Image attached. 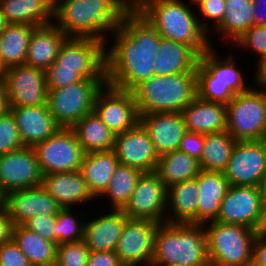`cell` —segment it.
<instances>
[{"label":"cell","instance_id":"obj_1","mask_svg":"<svg viewBox=\"0 0 266 266\" xmlns=\"http://www.w3.org/2000/svg\"><path fill=\"white\" fill-rule=\"evenodd\" d=\"M111 38V47L105 50L108 85L132 91L155 75L153 63L162 37L137 9L125 13L119 31Z\"/></svg>","mask_w":266,"mask_h":266},{"label":"cell","instance_id":"obj_2","mask_svg":"<svg viewBox=\"0 0 266 266\" xmlns=\"http://www.w3.org/2000/svg\"><path fill=\"white\" fill-rule=\"evenodd\" d=\"M128 10L121 0H57L54 24L68 38L97 39L108 46V34L119 31Z\"/></svg>","mask_w":266,"mask_h":266},{"label":"cell","instance_id":"obj_3","mask_svg":"<svg viewBox=\"0 0 266 266\" xmlns=\"http://www.w3.org/2000/svg\"><path fill=\"white\" fill-rule=\"evenodd\" d=\"M184 0H146L137 10L165 39L192 47L199 55L207 51L212 42L201 27L199 17Z\"/></svg>","mask_w":266,"mask_h":266},{"label":"cell","instance_id":"obj_4","mask_svg":"<svg viewBox=\"0 0 266 266\" xmlns=\"http://www.w3.org/2000/svg\"><path fill=\"white\" fill-rule=\"evenodd\" d=\"M210 266L203 224L160 223L151 266Z\"/></svg>","mask_w":266,"mask_h":266},{"label":"cell","instance_id":"obj_5","mask_svg":"<svg viewBox=\"0 0 266 266\" xmlns=\"http://www.w3.org/2000/svg\"><path fill=\"white\" fill-rule=\"evenodd\" d=\"M132 93L140 115L182 112L197 97V73L154 75Z\"/></svg>","mask_w":266,"mask_h":266},{"label":"cell","instance_id":"obj_6","mask_svg":"<svg viewBox=\"0 0 266 266\" xmlns=\"http://www.w3.org/2000/svg\"><path fill=\"white\" fill-rule=\"evenodd\" d=\"M213 47L199 56L196 67L197 96L208 102L227 105L236 94L250 87L246 86L244 74L236 67L237 62L233 60L235 56L230 53L222 61Z\"/></svg>","mask_w":266,"mask_h":266},{"label":"cell","instance_id":"obj_7","mask_svg":"<svg viewBox=\"0 0 266 266\" xmlns=\"http://www.w3.org/2000/svg\"><path fill=\"white\" fill-rule=\"evenodd\" d=\"M210 266H251L257 231L239 224H203Z\"/></svg>","mask_w":266,"mask_h":266},{"label":"cell","instance_id":"obj_8","mask_svg":"<svg viewBox=\"0 0 266 266\" xmlns=\"http://www.w3.org/2000/svg\"><path fill=\"white\" fill-rule=\"evenodd\" d=\"M253 87L226 105V131L237 141L266 140V91Z\"/></svg>","mask_w":266,"mask_h":266},{"label":"cell","instance_id":"obj_9","mask_svg":"<svg viewBox=\"0 0 266 266\" xmlns=\"http://www.w3.org/2000/svg\"><path fill=\"white\" fill-rule=\"evenodd\" d=\"M106 79H83L47 91L46 104L56 123L72 128L85 114L93 111L95 97Z\"/></svg>","mask_w":266,"mask_h":266},{"label":"cell","instance_id":"obj_10","mask_svg":"<svg viewBox=\"0 0 266 266\" xmlns=\"http://www.w3.org/2000/svg\"><path fill=\"white\" fill-rule=\"evenodd\" d=\"M33 148L43 175L79 171L85 155L72 128L61 127Z\"/></svg>","mask_w":266,"mask_h":266},{"label":"cell","instance_id":"obj_11","mask_svg":"<svg viewBox=\"0 0 266 266\" xmlns=\"http://www.w3.org/2000/svg\"><path fill=\"white\" fill-rule=\"evenodd\" d=\"M106 44L91 38H67L55 64L59 69L76 70L83 79H106Z\"/></svg>","mask_w":266,"mask_h":266},{"label":"cell","instance_id":"obj_12","mask_svg":"<svg viewBox=\"0 0 266 266\" xmlns=\"http://www.w3.org/2000/svg\"><path fill=\"white\" fill-rule=\"evenodd\" d=\"M93 111L114 135L121 134L140 122L132 91L121 90L107 83L98 91Z\"/></svg>","mask_w":266,"mask_h":266},{"label":"cell","instance_id":"obj_13","mask_svg":"<svg viewBox=\"0 0 266 266\" xmlns=\"http://www.w3.org/2000/svg\"><path fill=\"white\" fill-rule=\"evenodd\" d=\"M121 210L130 219L165 223L167 187L155 172L142 173L134 192Z\"/></svg>","mask_w":266,"mask_h":266},{"label":"cell","instance_id":"obj_14","mask_svg":"<svg viewBox=\"0 0 266 266\" xmlns=\"http://www.w3.org/2000/svg\"><path fill=\"white\" fill-rule=\"evenodd\" d=\"M265 201L260 187L229 186L215 221L258 230Z\"/></svg>","mask_w":266,"mask_h":266},{"label":"cell","instance_id":"obj_15","mask_svg":"<svg viewBox=\"0 0 266 266\" xmlns=\"http://www.w3.org/2000/svg\"><path fill=\"white\" fill-rule=\"evenodd\" d=\"M266 170V140L237 141L226 170L230 186L260 187Z\"/></svg>","mask_w":266,"mask_h":266},{"label":"cell","instance_id":"obj_16","mask_svg":"<svg viewBox=\"0 0 266 266\" xmlns=\"http://www.w3.org/2000/svg\"><path fill=\"white\" fill-rule=\"evenodd\" d=\"M158 225L147 219H127L115 249L124 266H151Z\"/></svg>","mask_w":266,"mask_h":266},{"label":"cell","instance_id":"obj_17","mask_svg":"<svg viewBox=\"0 0 266 266\" xmlns=\"http://www.w3.org/2000/svg\"><path fill=\"white\" fill-rule=\"evenodd\" d=\"M4 85L10 107L46 104L45 71L26 64L5 70Z\"/></svg>","mask_w":266,"mask_h":266},{"label":"cell","instance_id":"obj_18","mask_svg":"<svg viewBox=\"0 0 266 266\" xmlns=\"http://www.w3.org/2000/svg\"><path fill=\"white\" fill-rule=\"evenodd\" d=\"M43 173L33 147L0 155V187L8 192L40 186Z\"/></svg>","mask_w":266,"mask_h":266},{"label":"cell","instance_id":"obj_19","mask_svg":"<svg viewBox=\"0 0 266 266\" xmlns=\"http://www.w3.org/2000/svg\"><path fill=\"white\" fill-rule=\"evenodd\" d=\"M113 150L119 164L135 168L142 173L155 172L159 155L140 122L135 127L115 135Z\"/></svg>","mask_w":266,"mask_h":266},{"label":"cell","instance_id":"obj_20","mask_svg":"<svg viewBox=\"0 0 266 266\" xmlns=\"http://www.w3.org/2000/svg\"><path fill=\"white\" fill-rule=\"evenodd\" d=\"M15 226L23 225L39 215H57L59 203L40 185L5 194V207Z\"/></svg>","mask_w":266,"mask_h":266},{"label":"cell","instance_id":"obj_21","mask_svg":"<svg viewBox=\"0 0 266 266\" xmlns=\"http://www.w3.org/2000/svg\"><path fill=\"white\" fill-rule=\"evenodd\" d=\"M140 123L147 130L159 156L177 151L187 132L181 112L140 115Z\"/></svg>","mask_w":266,"mask_h":266},{"label":"cell","instance_id":"obj_22","mask_svg":"<svg viewBox=\"0 0 266 266\" xmlns=\"http://www.w3.org/2000/svg\"><path fill=\"white\" fill-rule=\"evenodd\" d=\"M10 111L24 146L34 147L61 128L51 115L47 104L10 107Z\"/></svg>","mask_w":266,"mask_h":266},{"label":"cell","instance_id":"obj_23","mask_svg":"<svg viewBox=\"0 0 266 266\" xmlns=\"http://www.w3.org/2000/svg\"><path fill=\"white\" fill-rule=\"evenodd\" d=\"M41 186L62 208L95 199L80 171L45 174Z\"/></svg>","mask_w":266,"mask_h":266},{"label":"cell","instance_id":"obj_24","mask_svg":"<svg viewBox=\"0 0 266 266\" xmlns=\"http://www.w3.org/2000/svg\"><path fill=\"white\" fill-rule=\"evenodd\" d=\"M110 211L85 222L83 241L90 251H115L128 217L121 209Z\"/></svg>","mask_w":266,"mask_h":266},{"label":"cell","instance_id":"obj_25","mask_svg":"<svg viewBox=\"0 0 266 266\" xmlns=\"http://www.w3.org/2000/svg\"><path fill=\"white\" fill-rule=\"evenodd\" d=\"M181 113L189 132L206 135L226 131V104L208 102L197 96Z\"/></svg>","mask_w":266,"mask_h":266},{"label":"cell","instance_id":"obj_26","mask_svg":"<svg viewBox=\"0 0 266 266\" xmlns=\"http://www.w3.org/2000/svg\"><path fill=\"white\" fill-rule=\"evenodd\" d=\"M198 181L197 224L215 221L220 205L229 188V182L223 172L200 170Z\"/></svg>","mask_w":266,"mask_h":266},{"label":"cell","instance_id":"obj_27","mask_svg":"<svg viewBox=\"0 0 266 266\" xmlns=\"http://www.w3.org/2000/svg\"><path fill=\"white\" fill-rule=\"evenodd\" d=\"M67 38L54 23L36 27L31 34L25 64L45 71L55 62Z\"/></svg>","mask_w":266,"mask_h":266},{"label":"cell","instance_id":"obj_28","mask_svg":"<svg viewBox=\"0 0 266 266\" xmlns=\"http://www.w3.org/2000/svg\"><path fill=\"white\" fill-rule=\"evenodd\" d=\"M155 54L153 65L158 76L196 72L200 56L192 47L165 38Z\"/></svg>","mask_w":266,"mask_h":266},{"label":"cell","instance_id":"obj_29","mask_svg":"<svg viewBox=\"0 0 266 266\" xmlns=\"http://www.w3.org/2000/svg\"><path fill=\"white\" fill-rule=\"evenodd\" d=\"M198 181L196 178L172 184L167 188L166 222L197 224ZM169 209H171L169 211ZM171 212V213H170ZM172 214V215H170Z\"/></svg>","mask_w":266,"mask_h":266},{"label":"cell","instance_id":"obj_30","mask_svg":"<svg viewBox=\"0 0 266 266\" xmlns=\"http://www.w3.org/2000/svg\"><path fill=\"white\" fill-rule=\"evenodd\" d=\"M53 0H0V9L9 24H30L36 27L54 21Z\"/></svg>","mask_w":266,"mask_h":266},{"label":"cell","instance_id":"obj_31","mask_svg":"<svg viewBox=\"0 0 266 266\" xmlns=\"http://www.w3.org/2000/svg\"><path fill=\"white\" fill-rule=\"evenodd\" d=\"M115 151H94L85 153L80 172L87 182L89 191L99 198L108 188L110 179L118 166Z\"/></svg>","mask_w":266,"mask_h":266},{"label":"cell","instance_id":"obj_32","mask_svg":"<svg viewBox=\"0 0 266 266\" xmlns=\"http://www.w3.org/2000/svg\"><path fill=\"white\" fill-rule=\"evenodd\" d=\"M35 28L30 24H8L0 34V62L5 69L25 64Z\"/></svg>","mask_w":266,"mask_h":266},{"label":"cell","instance_id":"obj_33","mask_svg":"<svg viewBox=\"0 0 266 266\" xmlns=\"http://www.w3.org/2000/svg\"><path fill=\"white\" fill-rule=\"evenodd\" d=\"M254 25L253 0H225V15L221 23L215 28L226 38L230 47L232 43ZM217 30V31H216Z\"/></svg>","mask_w":266,"mask_h":266},{"label":"cell","instance_id":"obj_34","mask_svg":"<svg viewBox=\"0 0 266 266\" xmlns=\"http://www.w3.org/2000/svg\"><path fill=\"white\" fill-rule=\"evenodd\" d=\"M12 240L32 266H54L56 264L57 244L44 239L23 225L14 227Z\"/></svg>","mask_w":266,"mask_h":266},{"label":"cell","instance_id":"obj_35","mask_svg":"<svg viewBox=\"0 0 266 266\" xmlns=\"http://www.w3.org/2000/svg\"><path fill=\"white\" fill-rule=\"evenodd\" d=\"M72 129L85 153L114 148L115 135L94 111L85 114Z\"/></svg>","mask_w":266,"mask_h":266},{"label":"cell","instance_id":"obj_36","mask_svg":"<svg viewBox=\"0 0 266 266\" xmlns=\"http://www.w3.org/2000/svg\"><path fill=\"white\" fill-rule=\"evenodd\" d=\"M200 170L199 161L177 150L159 156L155 173L168 188L172 184L196 178Z\"/></svg>","mask_w":266,"mask_h":266},{"label":"cell","instance_id":"obj_37","mask_svg":"<svg viewBox=\"0 0 266 266\" xmlns=\"http://www.w3.org/2000/svg\"><path fill=\"white\" fill-rule=\"evenodd\" d=\"M236 143L237 140L227 131L204 135V147L199 161L200 169L224 172Z\"/></svg>","mask_w":266,"mask_h":266},{"label":"cell","instance_id":"obj_38","mask_svg":"<svg viewBox=\"0 0 266 266\" xmlns=\"http://www.w3.org/2000/svg\"><path fill=\"white\" fill-rule=\"evenodd\" d=\"M142 172L122 164H118L110 179L108 188L101 195L109 197L112 209H122L135 190Z\"/></svg>","mask_w":266,"mask_h":266},{"label":"cell","instance_id":"obj_39","mask_svg":"<svg viewBox=\"0 0 266 266\" xmlns=\"http://www.w3.org/2000/svg\"><path fill=\"white\" fill-rule=\"evenodd\" d=\"M72 208H62L56 215V225L53 229L54 243L57 245L82 241L85 223L72 214Z\"/></svg>","mask_w":266,"mask_h":266},{"label":"cell","instance_id":"obj_40","mask_svg":"<svg viewBox=\"0 0 266 266\" xmlns=\"http://www.w3.org/2000/svg\"><path fill=\"white\" fill-rule=\"evenodd\" d=\"M89 252L83 240L57 245L55 266H86Z\"/></svg>","mask_w":266,"mask_h":266},{"label":"cell","instance_id":"obj_41","mask_svg":"<svg viewBox=\"0 0 266 266\" xmlns=\"http://www.w3.org/2000/svg\"><path fill=\"white\" fill-rule=\"evenodd\" d=\"M24 147L20 139L18 127L11 111L0 116V155Z\"/></svg>","mask_w":266,"mask_h":266},{"label":"cell","instance_id":"obj_42","mask_svg":"<svg viewBox=\"0 0 266 266\" xmlns=\"http://www.w3.org/2000/svg\"><path fill=\"white\" fill-rule=\"evenodd\" d=\"M237 45V46H236ZM238 46L250 50L259 56V61L266 57V25H253L235 41L230 48ZM247 48V49H246Z\"/></svg>","mask_w":266,"mask_h":266},{"label":"cell","instance_id":"obj_43","mask_svg":"<svg viewBox=\"0 0 266 266\" xmlns=\"http://www.w3.org/2000/svg\"><path fill=\"white\" fill-rule=\"evenodd\" d=\"M198 12L197 14L200 19L199 23L201 27L209 34L213 33L208 26V20H212L211 29H215L223 20L225 15V0H203L200 4L197 5ZM203 18V19H202ZM205 20V21H204ZM211 32V33H210Z\"/></svg>","mask_w":266,"mask_h":266},{"label":"cell","instance_id":"obj_44","mask_svg":"<svg viewBox=\"0 0 266 266\" xmlns=\"http://www.w3.org/2000/svg\"><path fill=\"white\" fill-rule=\"evenodd\" d=\"M45 78L47 90L62 88L83 80L76 70L59 69L55 63L45 70Z\"/></svg>","mask_w":266,"mask_h":266},{"label":"cell","instance_id":"obj_45","mask_svg":"<svg viewBox=\"0 0 266 266\" xmlns=\"http://www.w3.org/2000/svg\"><path fill=\"white\" fill-rule=\"evenodd\" d=\"M56 225V215H39L30 218L23 226L28 230L35 232L44 239L54 242L53 229Z\"/></svg>","mask_w":266,"mask_h":266},{"label":"cell","instance_id":"obj_46","mask_svg":"<svg viewBox=\"0 0 266 266\" xmlns=\"http://www.w3.org/2000/svg\"><path fill=\"white\" fill-rule=\"evenodd\" d=\"M0 266H32L12 240L0 246Z\"/></svg>","mask_w":266,"mask_h":266},{"label":"cell","instance_id":"obj_47","mask_svg":"<svg viewBox=\"0 0 266 266\" xmlns=\"http://www.w3.org/2000/svg\"><path fill=\"white\" fill-rule=\"evenodd\" d=\"M204 147V135L187 131L180 142L178 151L188 154L189 156L200 161Z\"/></svg>","mask_w":266,"mask_h":266},{"label":"cell","instance_id":"obj_48","mask_svg":"<svg viewBox=\"0 0 266 266\" xmlns=\"http://www.w3.org/2000/svg\"><path fill=\"white\" fill-rule=\"evenodd\" d=\"M86 266H124L115 251H90Z\"/></svg>","mask_w":266,"mask_h":266},{"label":"cell","instance_id":"obj_49","mask_svg":"<svg viewBox=\"0 0 266 266\" xmlns=\"http://www.w3.org/2000/svg\"><path fill=\"white\" fill-rule=\"evenodd\" d=\"M251 266H266V235H261L258 232L253 243Z\"/></svg>","mask_w":266,"mask_h":266},{"label":"cell","instance_id":"obj_50","mask_svg":"<svg viewBox=\"0 0 266 266\" xmlns=\"http://www.w3.org/2000/svg\"><path fill=\"white\" fill-rule=\"evenodd\" d=\"M14 223L5 208L0 209V246L12 241Z\"/></svg>","mask_w":266,"mask_h":266},{"label":"cell","instance_id":"obj_51","mask_svg":"<svg viewBox=\"0 0 266 266\" xmlns=\"http://www.w3.org/2000/svg\"><path fill=\"white\" fill-rule=\"evenodd\" d=\"M254 25H266V0H253Z\"/></svg>","mask_w":266,"mask_h":266},{"label":"cell","instance_id":"obj_52","mask_svg":"<svg viewBox=\"0 0 266 266\" xmlns=\"http://www.w3.org/2000/svg\"><path fill=\"white\" fill-rule=\"evenodd\" d=\"M257 65V72L255 73V77H253L254 83L257 86L255 85L254 87L266 91V57L262 58Z\"/></svg>","mask_w":266,"mask_h":266},{"label":"cell","instance_id":"obj_53","mask_svg":"<svg viewBox=\"0 0 266 266\" xmlns=\"http://www.w3.org/2000/svg\"><path fill=\"white\" fill-rule=\"evenodd\" d=\"M10 111V103L4 82L0 83V116L5 115Z\"/></svg>","mask_w":266,"mask_h":266},{"label":"cell","instance_id":"obj_54","mask_svg":"<svg viewBox=\"0 0 266 266\" xmlns=\"http://www.w3.org/2000/svg\"><path fill=\"white\" fill-rule=\"evenodd\" d=\"M257 232L261 235H266V202L264 204L262 219Z\"/></svg>","mask_w":266,"mask_h":266},{"label":"cell","instance_id":"obj_55","mask_svg":"<svg viewBox=\"0 0 266 266\" xmlns=\"http://www.w3.org/2000/svg\"><path fill=\"white\" fill-rule=\"evenodd\" d=\"M129 9H138L146 0H121Z\"/></svg>","mask_w":266,"mask_h":266},{"label":"cell","instance_id":"obj_56","mask_svg":"<svg viewBox=\"0 0 266 266\" xmlns=\"http://www.w3.org/2000/svg\"><path fill=\"white\" fill-rule=\"evenodd\" d=\"M7 19L5 18L4 14L1 12L0 9V34L4 31V29L8 26Z\"/></svg>","mask_w":266,"mask_h":266},{"label":"cell","instance_id":"obj_57","mask_svg":"<svg viewBox=\"0 0 266 266\" xmlns=\"http://www.w3.org/2000/svg\"><path fill=\"white\" fill-rule=\"evenodd\" d=\"M260 190L262 192L263 199L266 202V170H265L262 182L260 184Z\"/></svg>","mask_w":266,"mask_h":266},{"label":"cell","instance_id":"obj_58","mask_svg":"<svg viewBox=\"0 0 266 266\" xmlns=\"http://www.w3.org/2000/svg\"><path fill=\"white\" fill-rule=\"evenodd\" d=\"M5 207V193L0 187V209Z\"/></svg>","mask_w":266,"mask_h":266},{"label":"cell","instance_id":"obj_59","mask_svg":"<svg viewBox=\"0 0 266 266\" xmlns=\"http://www.w3.org/2000/svg\"><path fill=\"white\" fill-rule=\"evenodd\" d=\"M5 70L6 69L2 66L0 62V83L4 82Z\"/></svg>","mask_w":266,"mask_h":266},{"label":"cell","instance_id":"obj_60","mask_svg":"<svg viewBox=\"0 0 266 266\" xmlns=\"http://www.w3.org/2000/svg\"><path fill=\"white\" fill-rule=\"evenodd\" d=\"M202 1L203 0H191V1H189L188 4L191 6H192V4H194V6H196V5L200 4Z\"/></svg>","mask_w":266,"mask_h":266}]
</instances>
